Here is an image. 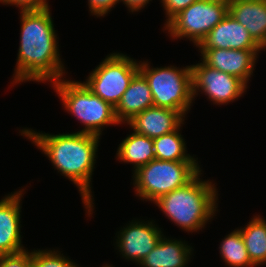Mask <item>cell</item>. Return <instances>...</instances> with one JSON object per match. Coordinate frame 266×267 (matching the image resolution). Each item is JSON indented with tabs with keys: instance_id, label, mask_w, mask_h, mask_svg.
<instances>
[{
	"instance_id": "603a6c76",
	"label": "cell",
	"mask_w": 266,
	"mask_h": 267,
	"mask_svg": "<svg viewBox=\"0 0 266 267\" xmlns=\"http://www.w3.org/2000/svg\"><path fill=\"white\" fill-rule=\"evenodd\" d=\"M32 251L27 250L0 255V267H31Z\"/></svg>"
},
{
	"instance_id": "52a82bcc",
	"label": "cell",
	"mask_w": 266,
	"mask_h": 267,
	"mask_svg": "<svg viewBox=\"0 0 266 267\" xmlns=\"http://www.w3.org/2000/svg\"><path fill=\"white\" fill-rule=\"evenodd\" d=\"M138 72L139 61L114 52L108 54L83 83L94 95L115 108Z\"/></svg>"
},
{
	"instance_id": "cb8c5ba5",
	"label": "cell",
	"mask_w": 266,
	"mask_h": 267,
	"mask_svg": "<svg viewBox=\"0 0 266 267\" xmlns=\"http://www.w3.org/2000/svg\"><path fill=\"white\" fill-rule=\"evenodd\" d=\"M196 1L197 0H161V6H163L166 15L164 27L182 10Z\"/></svg>"
},
{
	"instance_id": "7c38bea8",
	"label": "cell",
	"mask_w": 266,
	"mask_h": 267,
	"mask_svg": "<svg viewBox=\"0 0 266 267\" xmlns=\"http://www.w3.org/2000/svg\"><path fill=\"white\" fill-rule=\"evenodd\" d=\"M24 190L26 187L11 192L0 200V255L25 250L22 244L20 224Z\"/></svg>"
},
{
	"instance_id": "44dd1931",
	"label": "cell",
	"mask_w": 266,
	"mask_h": 267,
	"mask_svg": "<svg viewBox=\"0 0 266 267\" xmlns=\"http://www.w3.org/2000/svg\"><path fill=\"white\" fill-rule=\"evenodd\" d=\"M219 253L229 267H256L250 260L239 228L231 231L221 241Z\"/></svg>"
},
{
	"instance_id": "7402d4cb",
	"label": "cell",
	"mask_w": 266,
	"mask_h": 267,
	"mask_svg": "<svg viewBox=\"0 0 266 267\" xmlns=\"http://www.w3.org/2000/svg\"><path fill=\"white\" fill-rule=\"evenodd\" d=\"M58 249L32 250L31 267H81Z\"/></svg>"
},
{
	"instance_id": "30bf717a",
	"label": "cell",
	"mask_w": 266,
	"mask_h": 267,
	"mask_svg": "<svg viewBox=\"0 0 266 267\" xmlns=\"http://www.w3.org/2000/svg\"><path fill=\"white\" fill-rule=\"evenodd\" d=\"M161 229L154 220H131L116 232L115 249L127 261L138 265L159 243L164 235Z\"/></svg>"
},
{
	"instance_id": "4fadbf2b",
	"label": "cell",
	"mask_w": 266,
	"mask_h": 267,
	"mask_svg": "<svg viewBox=\"0 0 266 267\" xmlns=\"http://www.w3.org/2000/svg\"><path fill=\"white\" fill-rule=\"evenodd\" d=\"M196 48L262 49L246 28L229 13L196 46Z\"/></svg>"
},
{
	"instance_id": "5bb4252c",
	"label": "cell",
	"mask_w": 266,
	"mask_h": 267,
	"mask_svg": "<svg viewBox=\"0 0 266 267\" xmlns=\"http://www.w3.org/2000/svg\"><path fill=\"white\" fill-rule=\"evenodd\" d=\"M184 119L176 110L152 106L135 115L126 124L134 132L154 139L177 130L184 125Z\"/></svg>"
},
{
	"instance_id": "3957f363",
	"label": "cell",
	"mask_w": 266,
	"mask_h": 267,
	"mask_svg": "<svg viewBox=\"0 0 266 267\" xmlns=\"http://www.w3.org/2000/svg\"><path fill=\"white\" fill-rule=\"evenodd\" d=\"M201 172L185 186L153 202L172 223L188 233L202 231L217 216L218 189L212 180L201 179Z\"/></svg>"
},
{
	"instance_id": "d6986e66",
	"label": "cell",
	"mask_w": 266,
	"mask_h": 267,
	"mask_svg": "<svg viewBox=\"0 0 266 267\" xmlns=\"http://www.w3.org/2000/svg\"><path fill=\"white\" fill-rule=\"evenodd\" d=\"M266 219L261 215H255L242 228L240 233L245 243L251 262L259 267L266 264Z\"/></svg>"
},
{
	"instance_id": "e0dca14e",
	"label": "cell",
	"mask_w": 266,
	"mask_h": 267,
	"mask_svg": "<svg viewBox=\"0 0 266 267\" xmlns=\"http://www.w3.org/2000/svg\"><path fill=\"white\" fill-rule=\"evenodd\" d=\"M154 106L150 87L145 77L138 72L115 107L117 121L126 124L135 115Z\"/></svg>"
},
{
	"instance_id": "7a4b0ae2",
	"label": "cell",
	"mask_w": 266,
	"mask_h": 267,
	"mask_svg": "<svg viewBox=\"0 0 266 267\" xmlns=\"http://www.w3.org/2000/svg\"><path fill=\"white\" fill-rule=\"evenodd\" d=\"M19 131L48 157L54 170L76 185L87 217L92 216L94 197L91 184L100 136L79 131L55 135L37 132L31 128Z\"/></svg>"
},
{
	"instance_id": "9c48e42d",
	"label": "cell",
	"mask_w": 266,
	"mask_h": 267,
	"mask_svg": "<svg viewBox=\"0 0 266 267\" xmlns=\"http://www.w3.org/2000/svg\"><path fill=\"white\" fill-rule=\"evenodd\" d=\"M200 61L190 65L194 100L201 92L213 104L227 105L245 94L248 86L241 79L213 69L201 59Z\"/></svg>"
},
{
	"instance_id": "d4e9b609",
	"label": "cell",
	"mask_w": 266,
	"mask_h": 267,
	"mask_svg": "<svg viewBox=\"0 0 266 267\" xmlns=\"http://www.w3.org/2000/svg\"><path fill=\"white\" fill-rule=\"evenodd\" d=\"M117 3L120 0H88L90 14L97 18L106 16Z\"/></svg>"
},
{
	"instance_id": "9a60e30c",
	"label": "cell",
	"mask_w": 266,
	"mask_h": 267,
	"mask_svg": "<svg viewBox=\"0 0 266 267\" xmlns=\"http://www.w3.org/2000/svg\"><path fill=\"white\" fill-rule=\"evenodd\" d=\"M229 14L261 48L266 45V0H229Z\"/></svg>"
},
{
	"instance_id": "6da1fadb",
	"label": "cell",
	"mask_w": 266,
	"mask_h": 267,
	"mask_svg": "<svg viewBox=\"0 0 266 267\" xmlns=\"http://www.w3.org/2000/svg\"><path fill=\"white\" fill-rule=\"evenodd\" d=\"M20 42L12 86L23 82H54L66 73L50 7L20 10Z\"/></svg>"
},
{
	"instance_id": "5b68a950",
	"label": "cell",
	"mask_w": 266,
	"mask_h": 267,
	"mask_svg": "<svg viewBox=\"0 0 266 267\" xmlns=\"http://www.w3.org/2000/svg\"><path fill=\"white\" fill-rule=\"evenodd\" d=\"M139 72L148 82L155 107L176 110L186 118L194 101L190 65L154 68L143 60L139 61Z\"/></svg>"
},
{
	"instance_id": "484cf974",
	"label": "cell",
	"mask_w": 266,
	"mask_h": 267,
	"mask_svg": "<svg viewBox=\"0 0 266 267\" xmlns=\"http://www.w3.org/2000/svg\"><path fill=\"white\" fill-rule=\"evenodd\" d=\"M3 5H14L20 10H39L50 7L48 0H0Z\"/></svg>"
},
{
	"instance_id": "277c9868",
	"label": "cell",
	"mask_w": 266,
	"mask_h": 267,
	"mask_svg": "<svg viewBox=\"0 0 266 267\" xmlns=\"http://www.w3.org/2000/svg\"><path fill=\"white\" fill-rule=\"evenodd\" d=\"M64 78L52 82L51 87L62 101L66 112L84 126L79 132L101 137L105 127L120 124L116 119L115 108L110 103L94 95L82 81Z\"/></svg>"
},
{
	"instance_id": "8992f818",
	"label": "cell",
	"mask_w": 266,
	"mask_h": 267,
	"mask_svg": "<svg viewBox=\"0 0 266 267\" xmlns=\"http://www.w3.org/2000/svg\"><path fill=\"white\" fill-rule=\"evenodd\" d=\"M201 170L198 161L154 159L132 173L135 196L143 201L155 202L161 196L185 186Z\"/></svg>"
},
{
	"instance_id": "4316f807",
	"label": "cell",
	"mask_w": 266,
	"mask_h": 267,
	"mask_svg": "<svg viewBox=\"0 0 266 267\" xmlns=\"http://www.w3.org/2000/svg\"><path fill=\"white\" fill-rule=\"evenodd\" d=\"M152 0H120L129 12H139V10L145 8L147 4Z\"/></svg>"
},
{
	"instance_id": "2e32d148",
	"label": "cell",
	"mask_w": 266,
	"mask_h": 267,
	"mask_svg": "<svg viewBox=\"0 0 266 267\" xmlns=\"http://www.w3.org/2000/svg\"><path fill=\"white\" fill-rule=\"evenodd\" d=\"M193 247L184 240L162 236L156 247L138 264L139 267H187Z\"/></svg>"
},
{
	"instance_id": "ba28073f",
	"label": "cell",
	"mask_w": 266,
	"mask_h": 267,
	"mask_svg": "<svg viewBox=\"0 0 266 267\" xmlns=\"http://www.w3.org/2000/svg\"><path fill=\"white\" fill-rule=\"evenodd\" d=\"M229 13V0H197L176 15L163 31L171 38H186L196 47Z\"/></svg>"
},
{
	"instance_id": "ac0fdd59",
	"label": "cell",
	"mask_w": 266,
	"mask_h": 267,
	"mask_svg": "<svg viewBox=\"0 0 266 267\" xmlns=\"http://www.w3.org/2000/svg\"><path fill=\"white\" fill-rule=\"evenodd\" d=\"M116 158L119 162L133 165L134 173L138 168L156 159L153 139L131 132L118 145Z\"/></svg>"
},
{
	"instance_id": "ffe728a7",
	"label": "cell",
	"mask_w": 266,
	"mask_h": 267,
	"mask_svg": "<svg viewBox=\"0 0 266 267\" xmlns=\"http://www.w3.org/2000/svg\"><path fill=\"white\" fill-rule=\"evenodd\" d=\"M182 126L171 133L153 139L155 158L157 160L198 161V158H194V155L187 154V143H185L186 141L180 132L182 131L180 130Z\"/></svg>"
},
{
	"instance_id": "8fae6325",
	"label": "cell",
	"mask_w": 266,
	"mask_h": 267,
	"mask_svg": "<svg viewBox=\"0 0 266 267\" xmlns=\"http://www.w3.org/2000/svg\"><path fill=\"white\" fill-rule=\"evenodd\" d=\"M201 60L209 67L241 79L247 86L257 58L263 49L198 48Z\"/></svg>"
},
{
	"instance_id": "83f0119b",
	"label": "cell",
	"mask_w": 266,
	"mask_h": 267,
	"mask_svg": "<svg viewBox=\"0 0 266 267\" xmlns=\"http://www.w3.org/2000/svg\"><path fill=\"white\" fill-rule=\"evenodd\" d=\"M102 267H114V266H112V264L109 265V264L107 263V264L103 265Z\"/></svg>"
}]
</instances>
